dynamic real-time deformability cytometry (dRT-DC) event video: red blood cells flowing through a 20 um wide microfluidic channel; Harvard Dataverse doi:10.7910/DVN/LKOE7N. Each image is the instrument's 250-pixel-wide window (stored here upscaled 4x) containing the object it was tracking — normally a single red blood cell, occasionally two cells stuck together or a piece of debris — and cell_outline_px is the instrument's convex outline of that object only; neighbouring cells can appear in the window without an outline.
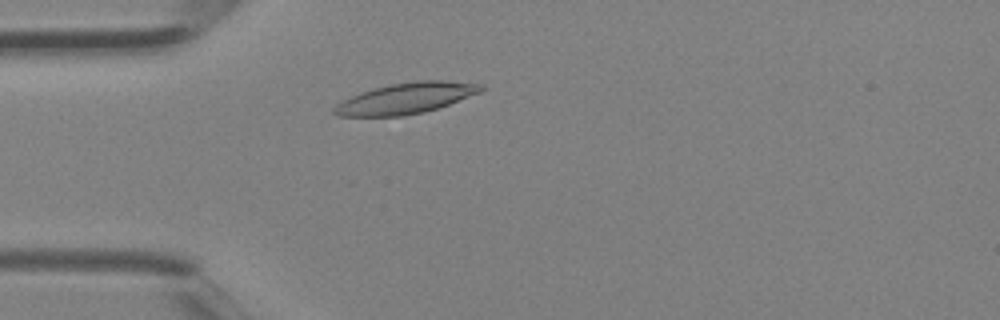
{"species": "Egyptian fruit bat (a non-hibernating species)", "species_latin": "Rousettus aegyptiacus", "temperature_condition": "room temperature", "stored_images_in_passage": 2, "camera_frame_rate_fps": 3000, "um_per_image_px": 0.085, "animal": {"sex": "female"}, "frame": {"image": 1, "passage_image": 2, "time_ms": 0.333, "image_size_px": [1000, 320], "cell_outline_px": [[484, 88], [480, 92], [448, 104], [424, 112], [404, 116], [340, 116], [332, 112], [332, 108], [336, 104], [352, 96], [372, 88], [388, 84], [416, 80], [444, 80], [484, 84]], "centroid_in_image_um": [34.5, 8.34], "position_along_channel_um": 50.5, "area_um2": 26.36}}